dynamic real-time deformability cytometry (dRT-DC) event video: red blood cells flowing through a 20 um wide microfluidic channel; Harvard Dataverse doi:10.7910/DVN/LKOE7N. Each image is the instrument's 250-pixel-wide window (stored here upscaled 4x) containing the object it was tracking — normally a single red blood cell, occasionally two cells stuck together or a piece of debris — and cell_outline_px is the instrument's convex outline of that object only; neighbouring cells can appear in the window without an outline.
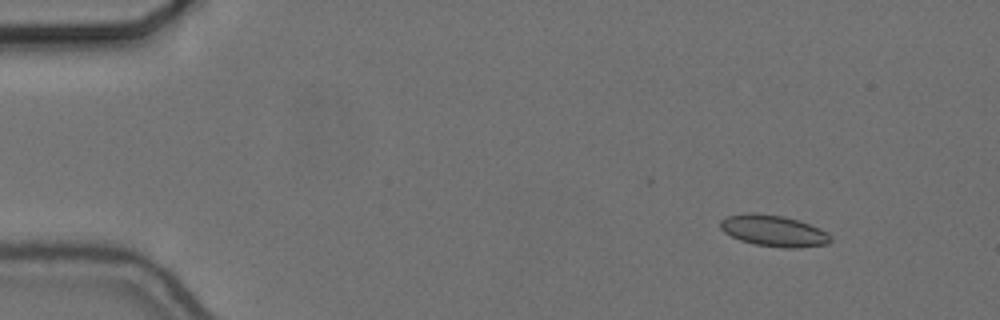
{"species": "common noctule bat (a hibernating species)", "species_latin": "Nyctalus noctula", "temperature_condition": "cold", "stored_images_in_passage": 12, "camera_frame_rate_fps": 3000, "um_per_image_px": 0.085, "animal": {"sex": "female", "body_mass_g": 24.6, "forearm_length_mm": 56.2}, "frame": {"image": 1, "passage_image": 1, "time_ms": 0.0, "image_size_px": [1000, 320], "cell_outline_px": [[832, 240], [828, 244], [800, 248], [784, 248], [756, 244], [740, 240], [724, 232], [720, 228], [720, 220], [728, 216], [744, 212], [756, 212], [784, 216], [800, 220], [820, 228], [832, 236]], "centroid_in_image_um": [65.78, 19.6], "position_along_channel_um": 19.2, "area_um2": 20.4}}